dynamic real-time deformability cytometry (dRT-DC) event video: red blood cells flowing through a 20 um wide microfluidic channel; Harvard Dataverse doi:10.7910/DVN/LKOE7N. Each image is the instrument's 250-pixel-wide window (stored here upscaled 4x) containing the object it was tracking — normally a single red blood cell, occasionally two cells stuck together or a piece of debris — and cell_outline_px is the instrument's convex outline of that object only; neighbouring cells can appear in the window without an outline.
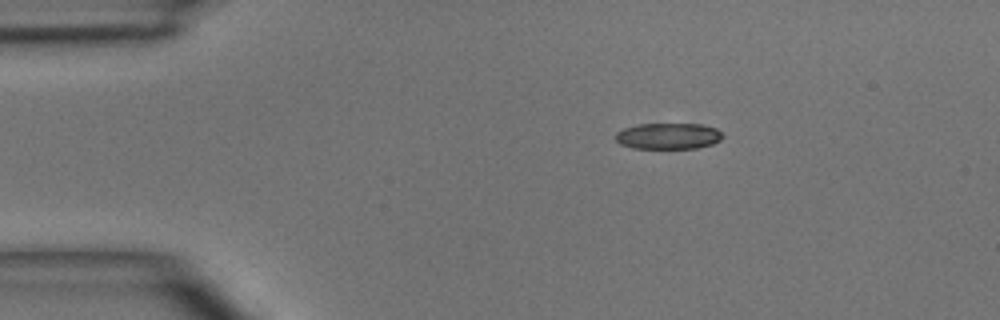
{"species": "common noctule bat (a hibernating species)", "species_latin": "Nyctalus noctula", "temperature_condition": "room temperature", "stored_images_in_passage": 3, "camera_frame_rate_fps": 3000, "um_per_image_px": 0.085, "animal": {"sex": "male", "body_mass_g": 15.6}, "frame": {"image": 1, "passage_image": 1, "time_ms": 0.0, "image_size_px": [1000, 320], "cell_outline_px": [[724, 136], [720, 140], [712, 144], [696, 148], [632, 148], [620, 144], [616, 140], [616, 132], [624, 128], [640, 124], [700, 124], [716, 128]], "centroid_in_image_um": [56.8, 11.56], "position_along_channel_um": 28.2, "area_um2": 16.24}}